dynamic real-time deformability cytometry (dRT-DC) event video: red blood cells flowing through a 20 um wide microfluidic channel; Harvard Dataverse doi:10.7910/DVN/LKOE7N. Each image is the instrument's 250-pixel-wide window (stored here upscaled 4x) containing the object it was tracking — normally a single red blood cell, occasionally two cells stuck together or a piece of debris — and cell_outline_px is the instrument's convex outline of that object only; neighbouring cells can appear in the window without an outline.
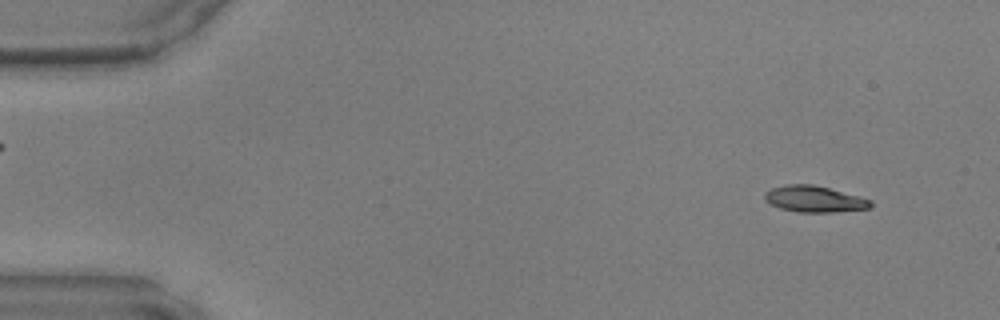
{"species": "common noctule bat (a hibernating species)", "species_latin": "Nyctalus noctula", "temperature_condition": "warm", "stored_images_in_passage": 47, "camera_frame_rate_fps": 3000, "um_per_image_px": 0.085, "animal": {"sex": "male", "body_mass_g": 17.9, "forearm_length_mm": 54.2}, "frame": {"image": 1, "passage_image": 4, "time_ms": 1.0, "image_size_px": [1000, 320], "cell_outline_px": [[872, 208], [832, 212], [796, 212], [780, 208], [764, 200], [764, 192], [772, 188], [788, 184], [812, 184], [860, 196], [872, 200]], "centroid_in_image_um": [69.23, 16.92], "position_along_channel_um": 15.8, "area_um2": 16.24}}
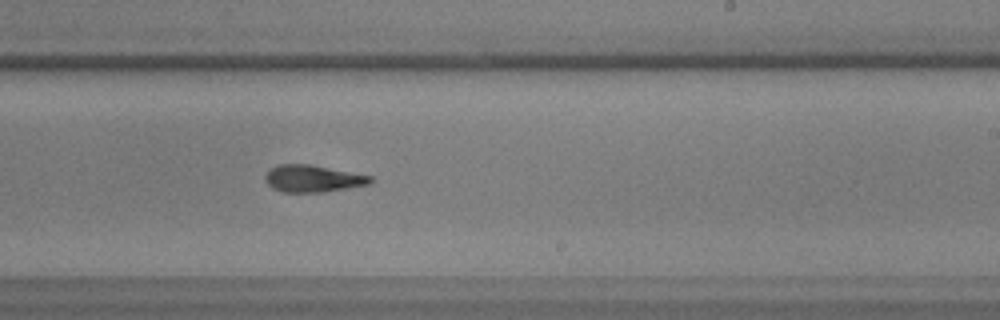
{"frame": {"image": 2, "passage_image": 29, "time_ms": 9.333, "image_size_px": [1000, 320], "cell_outline_px": [[376, 180], [372, 184], [324, 192], [284, 192], [272, 188], [264, 180], [264, 176], [272, 168], [280, 164], [308, 164], [372, 176]], "centroid_in_image_um": [26.63, 15.19], "position_along_channel_um": 262.4, "area_um2": 16.59}}
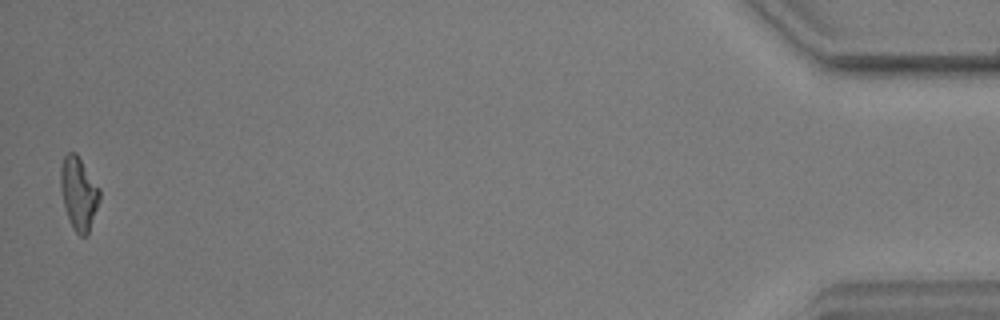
{"frame": {"image": 3, "passage_image": 47, "time_ms": 15.333, "image_size_px": [1000, 320], "cell_outline_px": [[100, 200], [88, 236], [80, 236], [72, 228], [64, 204], [60, 188], [60, 168], [64, 156], [68, 152], [76, 152], [100, 188]], "centroid_in_image_um": [6.7, 16.44], "position_along_channel_um": 428.5, "area_um2": 16.7}}